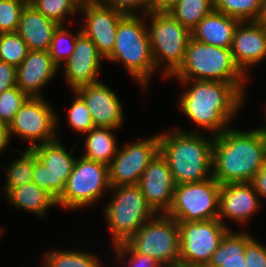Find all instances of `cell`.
Masks as SVG:
<instances>
[{
    "instance_id": "19",
    "label": "cell",
    "mask_w": 266,
    "mask_h": 267,
    "mask_svg": "<svg viewBox=\"0 0 266 267\" xmlns=\"http://www.w3.org/2000/svg\"><path fill=\"white\" fill-rule=\"evenodd\" d=\"M74 92L85 101L95 127L118 129L123 126L125 116L121 100L103 81L82 86Z\"/></svg>"
},
{
    "instance_id": "2",
    "label": "cell",
    "mask_w": 266,
    "mask_h": 267,
    "mask_svg": "<svg viewBox=\"0 0 266 267\" xmlns=\"http://www.w3.org/2000/svg\"><path fill=\"white\" fill-rule=\"evenodd\" d=\"M266 163V132L263 125L249 131L231 125L214 136L212 177L221 185L252 182Z\"/></svg>"
},
{
    "instance_id": "35",
    "label": "cell",
    "mask_w": 266,
    "mask_h": 267,
    "mask_svg": "<svg viewBox=\"0 0 266 267\" xmlns=\"http://www.w3.org/2000/svg\"><path fill=\"white\" fill-rule=\"evenodd\" d=\"M26 0H0V34L17 32Z\"/></svg>"
},
{
    "instance_id": "7",
    "label": "cell",
    "mask_w": 266,
    "mask_h": 267,
    "mask_svg": "<svg viewBox=\"0 0 266 267\" xmlns=\"http://www.w3.org/2000/svg\"><path fill=\"white\" fill-rule=\"evenodd\" d=\"M112 197L104 209L113 246L126 242L157 213L147 203L138 185L111 187Z\"/></svg>"
},
{
    "instance_id": "29",
    "label": "cell",
    "mask_w": 266,
    "mask_h": 267,
    "mask_svg": "<svg viewBox=\"0 0 266 267\" xmlns=\"http://www.w3.org/2000/svg\"><path fill=\"white\" fill-rule=\"evenodd\" d=\"M15 152L20 153V157L14 161H10L6 169V183L2 187L4 194H6L11 188H15L26 183H30L33 180V170L35 162V153L32 149H25L20 151L15 149Z\"/></svg>"
},
{
    "instance_id": "9",
    "label": "cell",
    "mask_w": 266,
    "mask_h": 267,
    "mask_svg": "<svg viewBox=\"0 0 266 267\" xmlns=\"http://www.w3.org/2000/svg\"><path fill=\"white\" fill-rule=\"evenodd\" d=\"M110 188L108 165L81 156L75 161L57 205L72 211L94 206Z\"/></svg>"
},
{
    "instance_id": "11",
    "label": "cell",
    "mask_w": 266,
    "mask_h": 267,
    "mask_svg": "<svg viewBox=\"0 0 266 267\" xmlns=\"http://www.w3.org/2000/svg\"><path fill=\"white\" fill-rule=\"evenodd\" d=\"M50 105L44 96L29 97L9 124L10 139L18 136L25 140L27 149L56 140L60 119Z\"/></svg>"
},
{
    "instance_id": "31",
    "label": "cell",
    "mask_w": 266,
    "mask_h": 267,
    "mask_svg": "<svg viewBox=\"0 0 266 267\" xmlns=\"http://www.w3.org/2000/svg\"><path fill=\"white\" fill-rule=\"evenodd\" d=\"M47 18L64 25L66 16L79 13L82 0H31L29 2Z\"/></svg>"
},
{
    "instance_id": "25",
    "label": "cell",
    "mask_w": 266,
    "mask_h": 267,
    "mask_svg": "<svg viewBox=\"0 0 266 267\" xmlns=\"http://www.w3.org/2000/svg\"><path fill=\"white\" fill-rule=\"evenodd\" d=\"M252 238V235L246 231L233 232L229 229L212 254L208 265L210 267H247L244 250Z\"/></svg>"
},
{
    "instance_id": "32",
    "label": "cell",
    "mask_w": 266,
    "mask_h": 267,
    "mask_svg": "<svg viewBox=\"0 0 266 267\" xmlns=\"http://www.w3.org/2000/svg\"><path fill=\"white\" fill-rule=\"evenodd\" d=\"M64 25H59L53 34L48 53L53 62L60 68L72 55L75 48L77 34L81 32V28L75 34L66 29Z\"/></svg>"
},
{
    "instance_id": "20",
    "label": "cell",
    "mask_w": 266,
    "mask_h": 267,
    "mask_svg": "<svg viewBox=\"0 0 266 267\" xmlns=\"http://www.w3.org/2000/svg\"><path fill=\"white\" fill-rule=\"evenodd\" d=\"M230 50L238 67L248 76L249 68L266 58V26L258 21L239 22Z\"/></svg>"
},
{
    "instance_id": "41",
    "label": "cell",
    "mask_w": 266,
    "mask_h": 267,
    "mask_svg": "<svg viewBox=\"0 0 266 267\" xmlns=\"http://www.w3.org/2000/svg\"><path fill=\"white\" fill-rule=\"evenodd\" d=\"M252 184L259 197L266 199V163L255 175Z\"/></svg>"
},
{
    "instance_id": "36",
    "label": "cell",
    "mask_w": 266,
    "mask_h": 267,
    "mask_svg": "<svg viewBox=\"0 0 266 267\" xmlns=\"http://www.w3.org/2000/svg\"><path fill=\"white\" fill-rule=\"evenodd\" d=\"M29 97L17 86L0 94V118L8 125Z\"/></svg>"
},
{
    "instance_id": "44",
    "label": "cell",
    "mask_w": 266,
    "mask_h": 267,
    "mask_svg": "<svg viewBox=\"0 0 266 267\" xmlns=\"http://www.w3.org/2000/svg\"><path fill=\"white\" fill-rule=\"evenodd\" d=\"M258 22L266 26V0H262V10Z\"/></svg>"
},
{
    "instance_id": "43",
    "label": "cell",
    "mask_w": 266,
    "mask_h": 267,
    "mask_svg": "<svg viewBox=\"0 0 266 267\" xmlns=\"http://www.w3.org/2000/svg\"><path fill=\"white\" fill-rule=\"evenodd\" d=\"M9 125L0 118V153L10 144Z\"/></svg>"
},
{
    "instance_id": "4",
    "label": "cell",
    "mask_w": 266,
    "mask_h": 267,
    "mask_svg": "<svg viewBox=\"0 0 266 267\" xmlns=\"http://www.w3.org/2000/svg\"><path fill=\"white\" fill-rule=\"evenodd\" d=\"M143 16V17H141ZM146 15H125L118 24L116 42L112 53L105 59L122 62L136 83L147 88L152 76L156 74Z\"/></svg>"
},
{
    "instance_id": "15",
    "label": "cell",
    "mask_w": 266,
    "mask_h": 267,
    "mask_svg": "<svg viewBox=\"0 0 266 267\" xmlns=\"http://www.w3.org/2000/svg\"><path fill=\"white\" fill-rule=\"evenodd\" d=\"M79 12L85 16L81 32L93 41L98 52L106 59L114 49L118 24L125 15L92 0H82Z\"/></svg>"
},
{
    "instance_id": "33",
    "label": "cell",
    "mask_w": 266,
    "mask_h": 267,
    "mask_svg": "<svg viewBox=\"0 0 266 267\" xmlns=\"http://www.w3.org/2000/svg\"><path fill=\"white\" fill-rule=\"evenodd\" d=\"M29 48L16 33L0 34V61L18 67L27 57Z\"/></svg>"
},
{
    "instance_id": "24",
    "label": "cell",
    "mask_w": 266,
    "mask_h": 267,
    "mask_svg": "<svg viewBox=\"0 0 266 267\" xmlns=\"http://www.w3.org/2000/svg\"><path fill=\"white\" fill-rule=\"evenodd\" d=\"M6 196L8 203L12 204L16 210L23 209L42 218L46 217L45 214L50 207L58 206L57 200L33 181L11 188Z\"/></svg>"
},
{
    "instance_id": "8",
    "label": "cell",
    "mask_w": 266,
    "mask_h": 267,
    "mask_svg": "<svg viewBox=\"0 0 266 267\" xmlns=\"http://www.w3.org/2000/svg\"><path fill=\"white\" fill-rule=\"evenodd\" d=\"M179 242L178 221L166 213H157L126 241L135 252L164 267H179Z\"/></svg>"
},
{
    "instance_id": "42",
    "label": "cell",
    "mask_w": 266,
    "mask_h": 267,
    "mask_svg": "<svg viewBox=\"0 0 266 267\" xmlns=\"http://www.w3.org/2000/svg\"><path fill=\"white\" fill-rule=\"evenodd\" d=\"M179 0H150V11L153 12H167Z\"/></svg>"
},
{
    "instance_id": "3",
    "label": "cell",
    "mask_w": 266,
    "mask_h": 267,
    "mask_svg": "<svg viewBox=\"0 0 266 267\" xmlns=\"http://www.w3.org/2000/svg\"><path fill=\"white\" fill-rule=\"evenodd\" d=\"M213 143L214 136L186 129L159 133V152L166 158L176 185L212 178Z\"/></svg>"
},
{
    "instance_id": "12",
    "label": "cell",
    "mask_w": 266,
    "mask_h": 267,
    "mask_svg": "<svg viewBox=\"0 0 266 267\" xmlns=\"http://www.w3.org/2000/svg\"><path fill=\"white\" fill-rule=\"evenodd\" d=\"M179 267L208 265L223 236L230 229L219 219L178 222Z\"/></svg>"
},
{
    "instance_id": "16",
    "label": "cell",
    "mask_w": 266,
    "mask_h": 267,
    "mask_svg": "<svg viewBox=\"0 0 266 267\" xmlns=\"http://www.w3.org/2000/svg\"><path fill=\"white\" fill-rule=\"evenodd\" d=\"M103 56L93 41L83 32L77 34L75 48L69 59L62 65L64 79L71 91L100 82L99 71Z\"/></svg>"
},
{
    "instance_id": "28",
    "label": "cell",
    "mask_w": 266,
    "mask_h": 267,
    "mask_svg": "<svg viewBox=\"0 0 266 267\" xmlns=\"http://www.w3.org/2000/svg\"><path fill=\"white\" fill-rule=\"evenodd\" d=\"M214 10V0H179L167 12L192 31L206 15Z\"/></svg>"
},
{
    "instance_id": "46",
    "label": "cell",
    "mask_w": 266,
    "mask_h": 267,
    "mask_svg": "<svg viewBox=\"0 0 266 267\" xmlns=\"http://www.w3.org/2000/svg\"><path fill=\"white\" fill-rule=\"evenodd\" d=\"M2 232H4V229L2 227H0V235H2Z\"/></svg>"
},
{
    "instance_id": "18",
    "label": "cell",
    "mask_w": 266,
    "mask_h": 267,
    "mask_svg": "<svg viewBox=\"0 0 266 267\" xmlns=\"http://www.w3.org/2000/svg\"><path fill=\"white\" fill-rule=\"evenodd\" d=\"M260 199L252 182L223 184L219 193L218 219L225 226L224 218L242 226L249 224L261 207Z\"/></svg>"
},
{
    "instance_id": "10",
    "label": "cell",
    "mask_w": 266,
    "mask_h": 267,
    "mask_svg": "<svg viewBox=\"0 0 266 267\" xmlns=\"http://www.w3.org/2000/svg\"><path fill=\"white\" fill-rule=\"evenodd\" d=\"M221 184L215 178L178 184L166 213L178 222L218 219Z\"/></svg>"
},
{
    "instance_id": "14",
    "label": "cell",
    "mask_w": 266,
    "mask_h": 267,
    "mask_svg": "<svg viewBox=\"0 0 266 267\" xmlns=\"http://www.w3.org/2000/svg\"><path fill=\"white\" fill-rule=\"evenodd\" d=\"M158 152L159 134L122 145L108 165L110 186L138 185L142 173Z\"/></svg>"
},
{
    "instance_id": "23",
    "label": "cell",
    "mask_w": 266,
    "mask_h": 267,
    "mask_svg": "<svg viewBox=\"0 0 266 267\" xmlns=\"http://www.w3.org/2000/svg\"><path fill=\"white\" fill-rule=\"evenodd\" d=\"M240 21L213 10L191 31L194 39L220 48H230Z\"/></svg>"
},
{
    "instance_id": "6",
    "label": "cell",
    "mask_w": 266,
    "mask_h": 267,
    "mask_svg": "<svg viewBox=\"0 0 266 267\" xmlns=\"http://www.w3.org/2000/svg\"><path fill=\"white\" fill-rule=\"evenodd\" d=\"M147 18L151 19L147 30L156 71L161 67V76L170 78L184 61L191 31L168 12L149 11Z\"/></svg>"
},
{
    "instance_id": "21",
    "label": "cell",
    "mask_w": 266,
    "mask_h": 267,
    "mask_svg": "<svg viewBox=\"0 0 266 267\" xmlns=\"http://www.w3.org/2000/svg\"><path fill=\"white\" fill-rule=\"evenodd\" d=\"M59 67L48 51L29 50L17 67V87L28 97H42V89L53 80Z\"/></svg>"
},
{
    "instance_id": "27",
    "label": "cell",
    "mask_w": 266,
    "mask_h": 267,
    "mask_svg": "<svg viewBox=\"0 0 266 267\" xmlns=\"http://www.w3.org/2000/svg\"><path fill=\"white\" fill-rule=\"evenodd\" d=\"M43 259L42 267H104L98 255L84 250H50Z\"/></svg>"
},
{
    "instance_id": "37",
    "label": "cell",
    "mask_w": 266,
    "mask_h": 267,
    "mask_svg": "<svg viewBox=\"0 0 266 267\" xmlns=\"http://www.w3.org/2000/svg\"><path fill=\"white\" fill-rule=\"evenodd\" d=\"M113 247L117 263L118 261L124 263L128 257L127 267H164L154 258L135 252L126 242L116 244Z\"/></svg>"
},
{
    "instance_id": "17",
    "label": "cell",
    "mask_w": 266,
    "mask_h": 267,
    "mask_svg": "<svg viewBox=\"0 0 266 267\" xmlns=\"http://www.w3.org/2000/svg\"><path fill=\"white\" fill-rule=\"evenodd\" d=\"M138 186L156 213L168 212L173 202L176 183L166 158L160 152L142 173Z\"/></svg>"
},
{
    "instance_id": "39",
    "label": "cell",
    "mask_w": 266,
    "mask_h": 267,
    "mask_svg": "<svg viewBox=\"0 0 266 267\" xmlns=\"http://www.w3.org/2000/svg\"><path fill=\"white\" fill-rule=\"evenodd\" d=\"M247 267H266V245L253 238L247 243L245 250Z\"/></svg>"
},
{
    "instance_id": "5",
    "label": "cell",
    "mask_w": 266,
    "mask_h": 267,
    "mask_svg": "<svg viewBox=\"0 0 266 267\" xmlns=\"http://www.w3.org/2000/svg\"><path fill=\"white\" fill-rule=\"evenodd\" d=\"M188 80H212L246 83L249 77L236 64L230 48L200 42L192 36L180 68L170 77Z\"/></svg>"
},
{
    "instance_id": "45",
    "label": "cell",
    "mask_w": 266,
    "mask_h": 267,
    "mask_svg": "<svg viewBox=\"0 0 266 267\" xmlns=\"http://www.w3.org/2000/svg\"><path fill=\"white\" fill-rule=\"evenodd\" d=\"M195 267H210L209 265H199V266H195Z\"/></svg>"
},
{
    "instance_id": "34",
    "label": "cell",
    "mask_w": 266,
    "mask_h": 267,
    "mask_svg": "<svg viewBox=\"0 0 266 267\" xmlns=\"http://www.w3.org/2000/svg\"><path fill=\"white\" fill-rule=\"evenodd\" d=\"M72 100L68 110L67 121L72 130L81 133L83 136L95 127L91 113L87 108L85 101L76 93H73Z\"/></svg>"
},
{
    "instance_id": "13",
    "label": "cell",
    "mask_w": 266,
    "mask_h": 267,
    "mask_svg": "<svg viewBox=\"0 0 266 267\" xmlns=\"http://www.w3.org/2000/svg\"><path fill=\"white\" fill-rule=\"evenodd\" d=\"M61 140L58 137L56 140L32 148L35 153L32 181L56 200L64 192L65 184L77 159L73 155L77 144L68 151Z\"/></svg>"
},
{
    "instance_id": "38",
    "label": "cell",
    "mask_w": 266,
    "mask_h": 267,
    "mask_svg": "<svg viewBox=\"0 0 266 267\" xmlns=\"http://www.w3.org/2000/svg\"><path fill=\"white\" fill-rule=\"evenodd\" d=\"M92 1L98 5H102L108 8H112L116 11H119L124 15H137V14L140 15V13L141 15H146L150 11V0H92Z\"/></svg>"
},
{
    "instance_id": "1",
    "label": "cell",
    "mask_w": 266,
    "mask_h": 267,
    "mask_svg": "<svg viewBox=\"0 0 266 267\" xmlns=\"http://www.w3.org/2000/svg\"><path fill=\"white\" fill-rule=\"evenodd\" d=\"M184 87L178 97L180 110L201 130L217 136L230 127L243 105L246 83L177 79ZM192 84V85H191ZM191 85V86H190Z\"/></svg>"
},
{
    "instance_id": "22",
    "label": "cell",
    "mask_w": 266,
    "mask_h": 267,
    "mask_svg": "<svg viewBox=\"0 0 266 267\" xmlns=\"http://www.w3.org/2000/svg\"><path fill=\"white\" fill-rule=\"evenodd\" d=\"M58 26L57 22L47 18L33 5L27 3L21 13L16 33L29 50L48 51Z\"/></svg>"
},
{
    "instance_id": "30",
    "label": "cell",
    "mask_w": 266,
    "mask_h": 267,
    "mask_svg": "<svg viewBox=\"0 0 266 267\" xmlns=\"http://www.w3.org/2000/svg\"><path fill=\"white\" fill-rule=\"evenodd\" d=\"M214 10L243 21H258L262 0H214Z\"/></svg>"
},
{
    "instance_id": "26",
    "label": "cell",
    "mask_w": 266,
    "mask_h": 267,
    "mask_svg": "<svg viewBox=\"0 0 266 267\" xmlns=\"http://www.w3.org/2000/svg\"><path fill=\"white\" fill-rule=\"evenodd\" d=\"M118 129L110 127H94L85 136V153L82 157L109 165L117 154L119 147L112 131Z\"/></svg>"
},
{
    "instance_id": "40",
    "label": "cell",
    "mask_w": 266,
    "mask_h": 267,
    "mask_svg": "<svg viewBox=\"0 0 266 267\" xmlns=\"http://www.w3.org/2000/svg\"><path fill=\"white\" fill-rule=\"evenodd\" d=\"M17 86V67L0 61V94Z\"/></svg>"
}]
</instances>
